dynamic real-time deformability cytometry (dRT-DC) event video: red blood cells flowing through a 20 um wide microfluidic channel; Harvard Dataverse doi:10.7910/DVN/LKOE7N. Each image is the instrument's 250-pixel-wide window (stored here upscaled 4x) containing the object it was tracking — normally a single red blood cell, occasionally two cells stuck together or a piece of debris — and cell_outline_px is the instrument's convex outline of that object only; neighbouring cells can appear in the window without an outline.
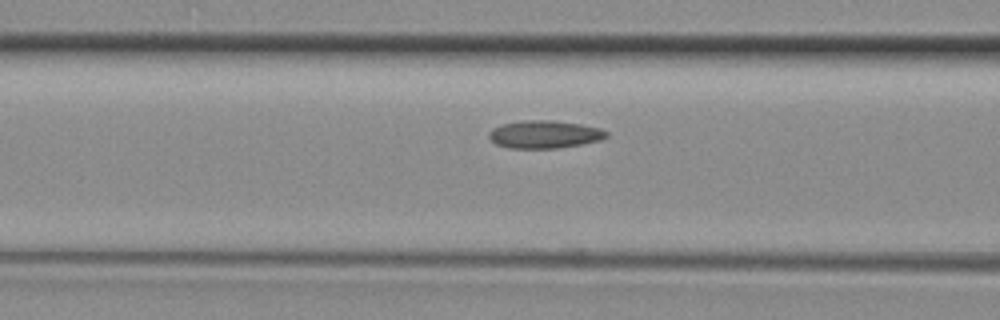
{"species": "common noctule bat (a hibernating species)", "species_latin": "Nyctalus noctula", "temperature_condition": "room temperature", "stored_images_in_passage": 9, "camera_frame_rate_fps": 3000, "um_per_image_px": 0.085, "animal": {"sex": "female", "body_mass_g": 29.2, "forearm_length_mm": 56.3}, "frame": {"image": 1, "passage_image": 8, "time_ms": 2.333, "image_size_px": [1000, 320], "cell_outline_px": [[608, 136], [600, 140], [580, 144], [556, 148], [508, 148], [496, 144], [488, 136], [488, 132], [492, 128], [500, 124], [524, 120], [552, 120], [580, 124], [600, 128], [608, 132]], "centroid_in_image_um": [46.25, 11.41], "position_along_channel_um": 120.4, "area_um2": 19.02}}